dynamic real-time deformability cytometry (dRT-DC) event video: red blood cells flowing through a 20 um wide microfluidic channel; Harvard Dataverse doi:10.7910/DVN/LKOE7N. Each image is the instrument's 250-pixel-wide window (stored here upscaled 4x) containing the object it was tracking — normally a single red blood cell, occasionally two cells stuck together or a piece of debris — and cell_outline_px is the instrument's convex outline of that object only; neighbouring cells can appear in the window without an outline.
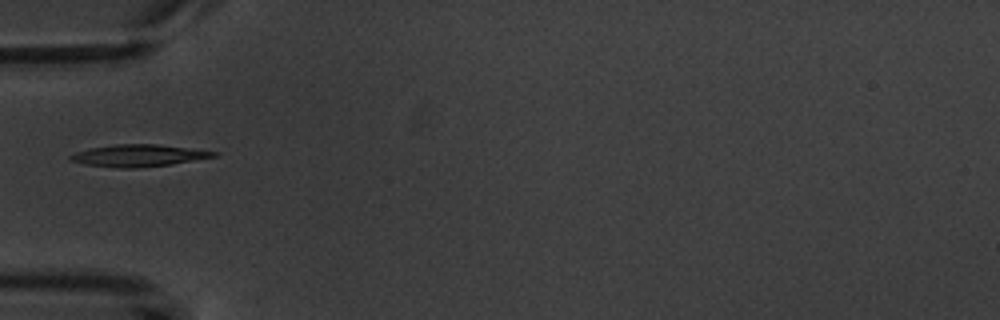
{"species": "common noctule bat (a hibernating species)", "species_latin": "Nyctalus noctula", "temperature_condition": "warm", "stored_images_in_passage": 6, "camera_frame_rate_fps": 3000, "um_per_image_px": 0.085, "animal": {"sex": "male", "body_mass_g": 20.1, "forearm_length_mm": 53.5}, "frame": {"image": 1, "passage_image": 6, "time_ms": 6.0, "image_size_px": [1000, 320], "cell_outline_px": [[220, 152], [216, 156], [172, 164], [136, 168], [116, 168], [84, 164], [68, 160], [68, 156], [76, 152], [92, 148], [116, 144], [156, 144]], "centroid_in_image_um": [11.75, 13.23], "position_along_channel_um": 73.3, "area_um2": 18.26}}